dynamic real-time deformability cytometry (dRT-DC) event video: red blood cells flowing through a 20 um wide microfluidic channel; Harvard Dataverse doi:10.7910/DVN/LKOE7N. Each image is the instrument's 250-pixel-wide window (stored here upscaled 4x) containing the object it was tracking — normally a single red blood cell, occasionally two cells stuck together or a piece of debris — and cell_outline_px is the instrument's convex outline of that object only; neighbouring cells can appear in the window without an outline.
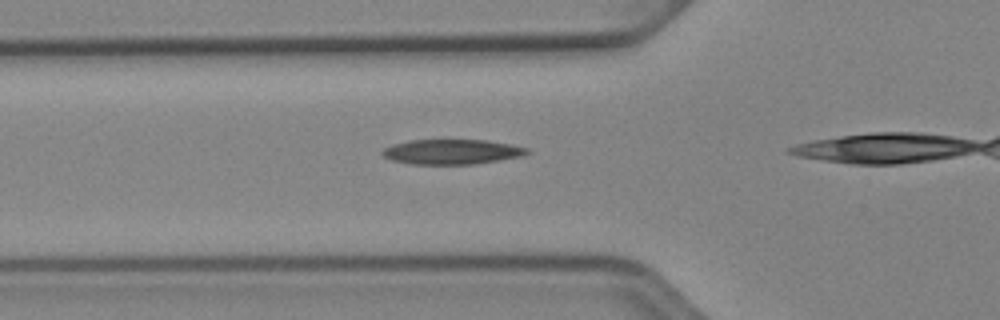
{"species": "Egyptian fruit bat (a non-hibernating species)", "species_latin": "Rousettus aegyptiacus", "temperature_condition": "cold", "stored_images_in_passage": 27, "camera_frame_rate_fps": 3000, "um_per_image_px": 0.085, "animal": {"sex": "female"}, "frame": {"image": 1, "passage_image": 7, "time_ms": 2.0, "image_size_px": [1000, 320], "cell_outline_px": [[532, 152], [520, 156], [472, 164], [412, 164], [392, 160], [384, 156], [380, 152], [384, 148], [392, 144], [408, 140], [484, 140], [508, 144], [528, 148]], "centroid_in_image_um": [38.36, 12.89], "position_along_channel_um": 87.4, "area_um2": 20.81}}
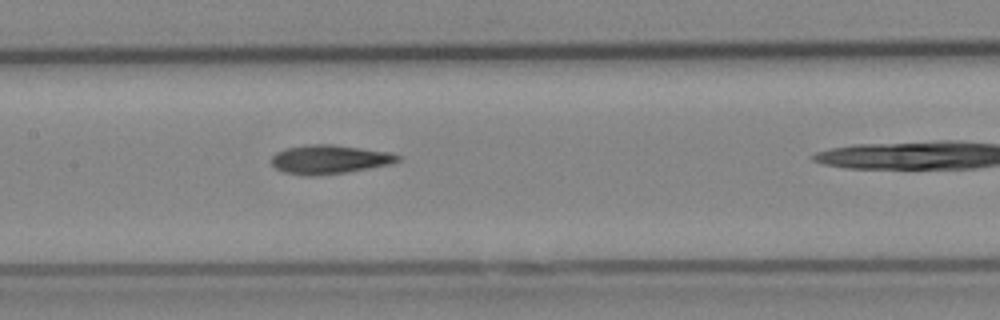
{"frame": {"image": 2, "passage_image": 14, "time_ms": 4.333, "image_size_px": [1000, 320], "cell_outline_px": [[400, 160], [388, 164], [368, 168], [344, 172], [312, 176], [304, 176], [284, 172], [276, 168], [272, 164], [272, 156], [276, 152], [284, 148], [308, 144], [332, 144], [388, 152], [400, 156]], "centroid_in_image_um": [27.94, 13.54], "position_along_channel_um": 179.5, "area_um2": 21.04}}
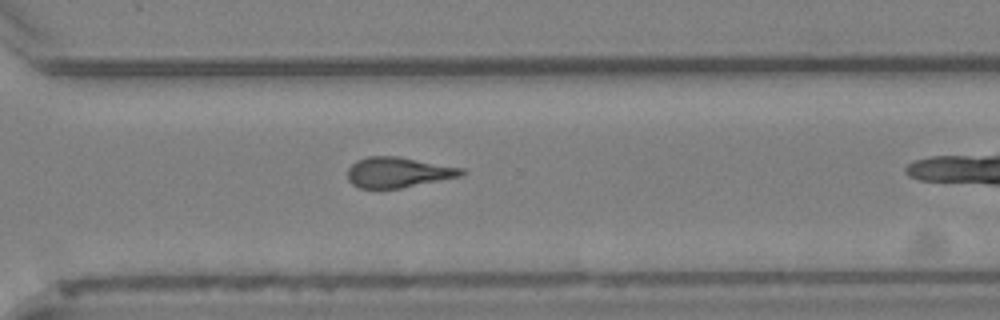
{"frame": {"image": 3, "passage_image": 26, "time_ms": 8.333, "image_size_px": [1000, 320], "cell_outline_px": [[468, 172], [464, 176], [400, 188], [360, 188], [352, 184], [348, 180], [348, 168], [356, 160], [368, 156], [400, 156], [464, 168]], "centroid_in_image_um": [33.9, 14.64], "position_along_channel_um": 336.7, "area_um2": 20.46}}